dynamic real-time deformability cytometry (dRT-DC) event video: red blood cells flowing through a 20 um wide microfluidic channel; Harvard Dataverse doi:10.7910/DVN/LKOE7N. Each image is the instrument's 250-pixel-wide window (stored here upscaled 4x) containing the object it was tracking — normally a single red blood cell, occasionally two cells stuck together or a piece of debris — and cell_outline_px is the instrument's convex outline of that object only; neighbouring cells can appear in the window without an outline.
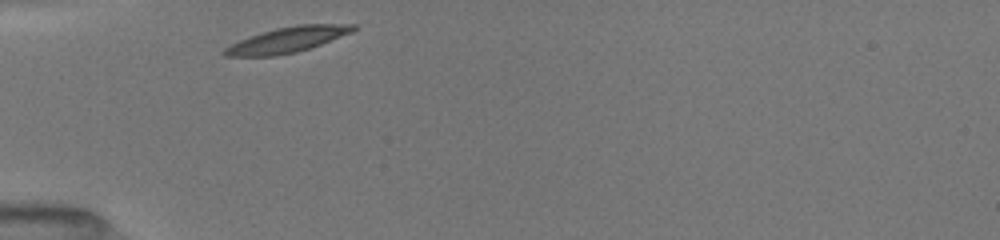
{"species": "common noctule bat (a hibernating species)", "species_latin": "Nyctalus noctula", "temperature_condition": "room temperature", "stored_images_in_passage": 29, "camera_frame_rate_fps": 3000, "um_per_image_px": 0.085, "animal": {"sex": "female", "body_mass_g": 19.5, "forearm_length_mm": 54.1}, "frame": {"image": 1, "passage_image": 1, "time_ms": 0.0, "image_size_px": [1000, 240], "cell_outline_px": [[356, 28], [352, 32], [320, 44], [296, 52], [276, 56], [224, 56], [220, 52], [224, 48], [248, 36], [276, 28], [296, 24], [356, 24]], "centroid_in_image_um": [24.39, 3.38], "position_along_channel_um": 60.6, "area_um2": 19.02}}
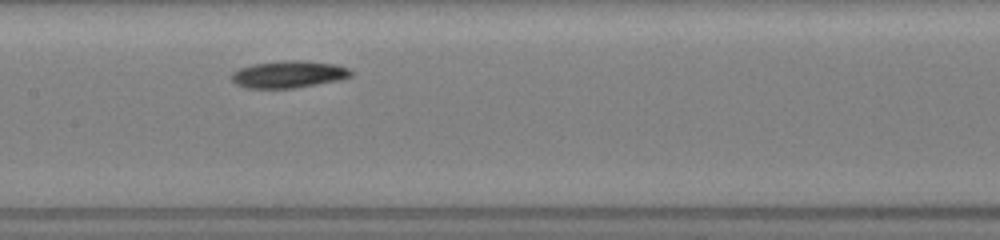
{"frame": {"image": 2, "passage_image": 11, "time_ms": 3.333, "image_size_px": [1000, 240], "cell_outline_px": [[352, 76], [340, 80], [292, 88], [244, 88], [236, 84], [232, 80], [232, 72], [240, 68], [252, 64], [284, 60], [296, 60], [336, 64], [348, 68], [352, 72]], "centroid_in_image_um": [24.52, 6.31], "position_along_channel_um": 182.9, "area_um2": 18.79}}
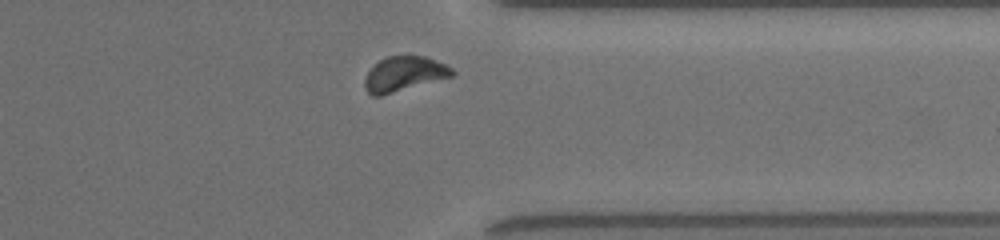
{"frame": {"image": 3, "passage_image": 26, "time_ms": 8.333, "image_size_px": [1000, 240], "cell_outline_px": [[456, 72], [452, 76], [380, 96], [372, 96], [368, 92], [364, 84], [364, 80], [368, 72], [380, 60], [388, 56], [424, 56], [436, 60], [452, 68]], "centroid_in_image_um": [34.35, 6.28], "position_along_channel_um": 377.1, "area_um2": 17.4}, "authors_computed_cell_mechanics": {"area_um2": 18.3226, "velocity_mm_per_s": 3.9143, "shape_relaxation_time_tau1_ms": 2.2492, "shape_relaxation_time_tau2_ms": 2.24, "deformation_change_tau1": 0.0939, "deformation_change_tau2": 0.0705}}